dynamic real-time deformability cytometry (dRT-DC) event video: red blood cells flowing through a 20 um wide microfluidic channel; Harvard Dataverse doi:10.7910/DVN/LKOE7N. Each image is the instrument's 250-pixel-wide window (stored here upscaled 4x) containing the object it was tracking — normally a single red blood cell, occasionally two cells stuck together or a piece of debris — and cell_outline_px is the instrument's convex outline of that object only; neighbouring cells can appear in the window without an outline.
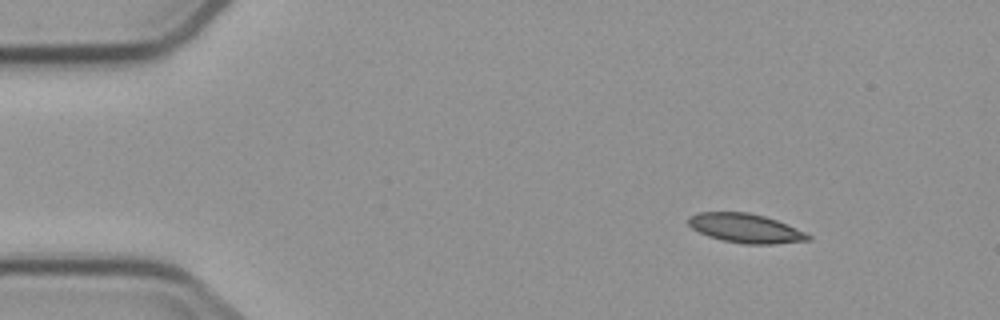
{"species": "common noctule bat (a hibernating species)", "species_latin": "Nyctalus noctula", "temperature_condition": "cold", "stored_images_in_passage": 3, "camera_frame_rate_fps": 3000, "um_per_image_px": 0.085, "animal": {"sex": "male", "body_mass_g": 23.1, "forearm_length_mm": 52.7}, "frame": {"image": 1, "passage_image": 1, "time_ms": 0.0, "image_size_px": [1000, 320], "cell_outline_px": [[812, 240], [772, 244], [744, 244], [724, 240], [708, 236], [692, 228], [688, 224], [688, 216], [696, 212], [748, 212], [764, 216], [776, 220], [804, 232], [812, 236]], "centroid_in_image_um": [63.35, 19.39], "position_along_channel_um": 21.7, "area_um2": 20.23}}